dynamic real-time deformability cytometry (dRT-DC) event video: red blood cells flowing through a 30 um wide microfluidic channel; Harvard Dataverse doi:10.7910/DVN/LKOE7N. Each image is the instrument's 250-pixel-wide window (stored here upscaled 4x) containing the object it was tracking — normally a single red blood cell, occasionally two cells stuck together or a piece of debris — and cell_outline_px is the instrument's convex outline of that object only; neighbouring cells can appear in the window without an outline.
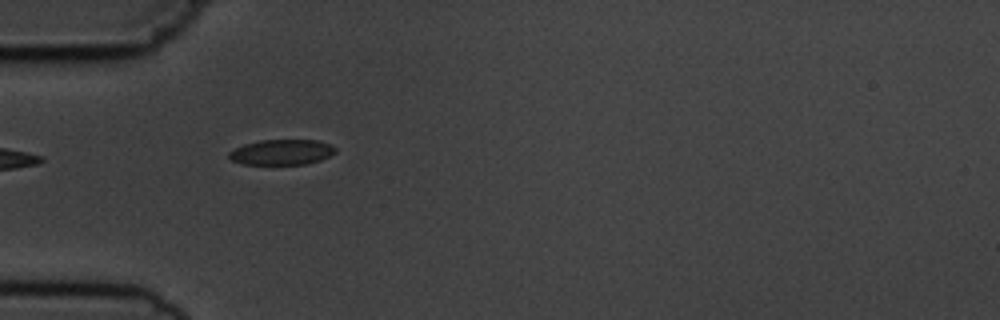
{"species": "common noctule bat (a hibernating species)", "species_latin": "Nyctalus noctula", "temperature_condition": "cold", "stored_images_in_passage": 2, "camera_frame_rate_fps": 3000, "um_per_image_px": 0.085, "animal": {"sex": "male", "body_mass_g": 19.5, "forearm_length_mm": 54.6}, "frame": {"image": 1, "passage_image": 1, "time_ms": 0.0, "image_size_px": [1000, 320], "cell_outline_px": [[336, 152], [320, 160], [308, 164], [244, 164], [232, 160], [228, 156], [228, 152], [244, 144], [260, 140], [320, 140], [332, 144], [336, 148]], "centroid_in_image_um": [23.98, 12.92], "position_along_channel_um": 61.0, "area_um2": 15.78}}
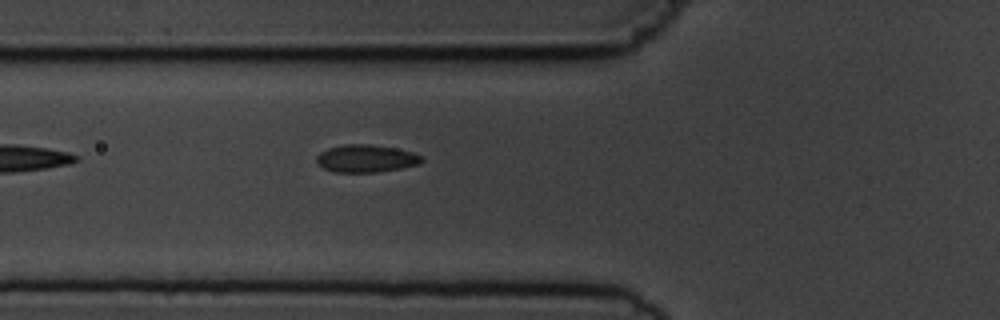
{"frame": {"image": 2, "passage_image": 2, "time_ms": 1.0, "image_size_px": [1000, 320], "cell_outline_px": [[424, 160], [420, 164], [400, 168], [376, 172], [332, 172], [316, 164], [316, 156], [320, 152], [328, 148], [344, 144], [368, 144], [396, 148], [412, 152], [424, 156]], "centroid_in_image_um": [31.11, 13.47], "position_along_channel_um": 94.7, "area_um2": 17.05}}